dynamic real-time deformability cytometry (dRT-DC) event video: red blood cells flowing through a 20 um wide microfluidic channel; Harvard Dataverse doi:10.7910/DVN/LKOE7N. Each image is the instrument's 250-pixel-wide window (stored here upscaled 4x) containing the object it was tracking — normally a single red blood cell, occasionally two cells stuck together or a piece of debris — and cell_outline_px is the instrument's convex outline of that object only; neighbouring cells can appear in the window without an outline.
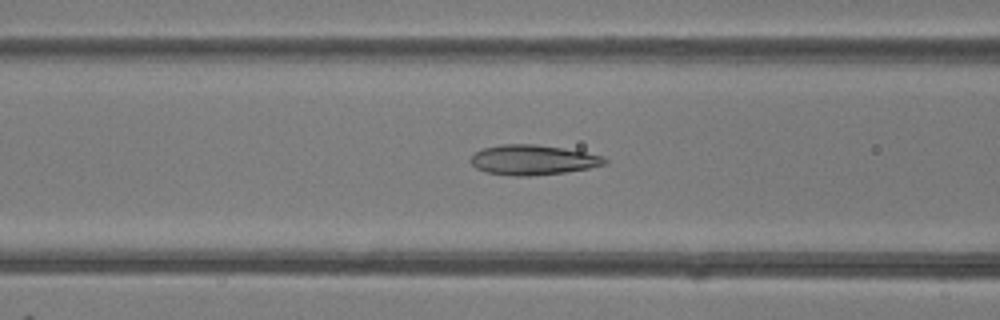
{"species": "common noctule bat (a hibernating species)", "species_latin": "Nyctalus noctula", "temperature_condition": "room temperature", "stored_images_in_passage": 24, "camera_frame_rate_fps": 3000, "um_per_image_px": 0.085, "animal": {"sex": "female"}, "frame": {"image": 1, "passage_image": 20, "time_ms": 6.333, "image_size_px": [1000, 320], "cell_outline_px": [[608, 164], [588, 168], [564, 172], [528, 176], [516, 176], [488, 172], [476, 168], [468, 160], [476, 152], [484, 148], [500, 144], [536, 144], [564, 148], [604, 156], [608, 160]], "centroid_in_image_um": [45.31, 13.58], "position_along_channel_um": 121.3, "area_um2": 23.35}}
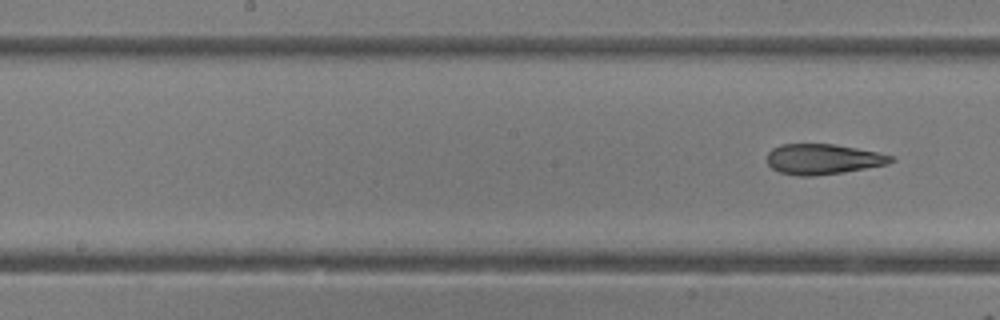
{"frame": {"image": 2, "passage_image": 24, "time_ms": 7.667, "image_size_px": [1000, 320], "cell_outline_px": [[896, 160], [888, 164], [844, 172], [812, 176], [800, 176], [780, 172], [772, 168], [768, 164], [768, 152], [772, 148], [780, 144], [832, 144], [856, 148], [876, 152], [892, 156]], "centroid_in_image_um": [69.94, 13.53], "position_along_channel_um": 178.3, "area_um2": 21.79}}